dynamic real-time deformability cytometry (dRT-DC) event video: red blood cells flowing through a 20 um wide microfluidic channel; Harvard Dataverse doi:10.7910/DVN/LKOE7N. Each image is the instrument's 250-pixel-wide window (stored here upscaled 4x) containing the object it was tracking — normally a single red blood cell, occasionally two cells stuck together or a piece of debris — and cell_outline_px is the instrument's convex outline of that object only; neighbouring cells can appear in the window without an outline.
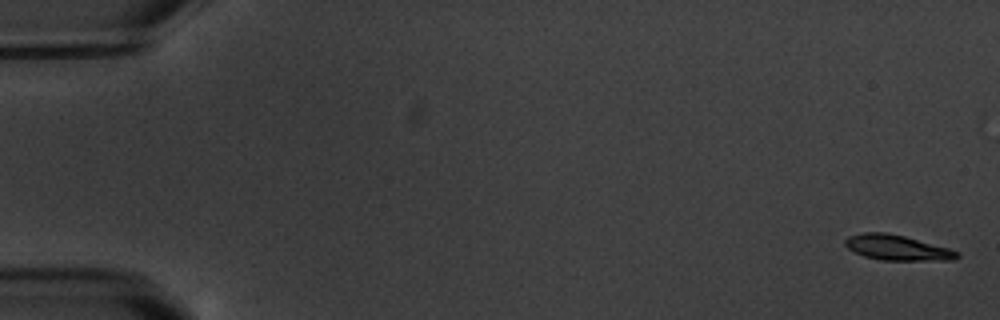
{"species": "common noctule bat (a hibernating species)", "species_latin": "Nyctalus noctula", "temperature_condition": "warm", "stored_images_in_passage": 6, "camera_frame_rate_fps": 3000, "um_per_image_px": 0.085, "animal": {"sex": "male", "body_mass_g": 20.1, "forearm_length_mm": 53.5}, "frame": {"image": 1, "passage_image": 1, "time_ms": 0.0, "image_size_px": [1000, 320], "cell_outline_px": [[960, 256], [952, 260], [880, 260], [864, 256], [848, 248], [844, 244], [844, 240], [848, 236], [864, 232], [884, 232], [904, 236], [948, 248], [960, 252]], "centroid_in_image_um": [76.24, 21.05], "position_along_channel_um": 8.8, "area_um2": 16.36}}
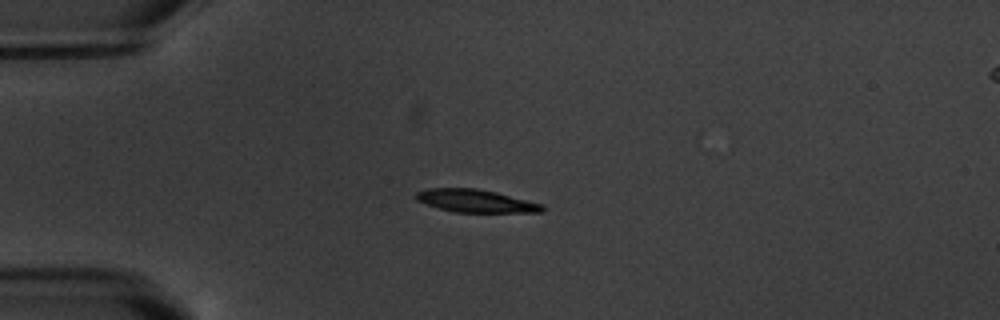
{"frame": {"image": 2, "passage_image": 4, "time_ms": 4.667, "image_size_px": [1000, 320], "cell_outline_px": [[544, 212], [456, 212], [440, 208], [416, 200], [416, 192], [428, 188], [476, 188], [496, 192], [544, 204]], "centroid_in_image_um": [40.47, 17.07], "position_along_channel_um": 44.5, "area_um2": 16.65}}